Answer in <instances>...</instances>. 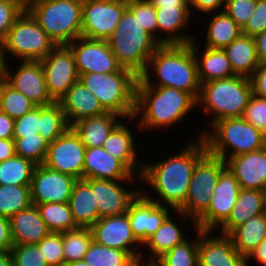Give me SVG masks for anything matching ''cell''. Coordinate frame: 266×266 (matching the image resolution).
Returning a JSON list of instances; mask_svg holds the SVG:
<instances>
[{"label": "cell", "mask_w": 266, "mask_h": 266, "mask_svg": "<svg viewBox=\"0 0 266 266\" xmlns=\"http://www.w3.org/2000/svg\"><path fill=\"white\" fill-rule=\"evenodd\" d=\"M266 212V193L261 190L240 189L228 219L220 226L218 233L229 235L236 227L255 215Z\"/></svg>", "instance_id": "cell-28"}, {"label": "cell", "mask_w": 266, "mask_h": 266, "mask_svg": "<svg viewBox=\"0 0 266 266\" xmlns=\"http://www.w3.org/2000/svg\"><path fill=\"white\" fill-rule=\"evenodd\" d=\"M223 50L237 76L250 78L260 64L252 36L241 34Z\"/></svg>", "instance_id": "cell-33"}, {"label": "cell", "mask_w": 266, "mask_h": 266, "mask_svg": "<svg viewBox=\"0 0 266 266\" xmlns=\"http://www.w3.org/2000/svg\"><path fill=\"white\" fill-rule=\"evenodd\" d=\"M15 155L13 139H0V162L7 160Z\"/></svg>", "instance_id": "cell-59"}, {"label": "cell", "mask_w": 266, "mask_h": 266, "mask_svg": "<svg viewBox=\"0 0 266 266\" xmlns=\"http://www.w3.org/2000/svg\"><path fill=\"white\" fill-rule=\"evenodd\" d=\"M16 71L10 70L8 61L4 63L7 84L24 94L36 106L54 103L48 94L41 61H19Z\"/></svg>", "instance_id": "cell-19"}, {"label": "cell", "mask_w": 266, "mask_h": 266, "mask_svg": "<svg viewBox=\"0 0 266 266\" xmlns=\"http://www.w3.org/2000/svg\"><path fill=\"white\" fill-rule=\"evenodd\" d=\"M266 30V0H257L250 19L242 29V34L254 37Z\"/></svg>", "instance_id": "cell-52"}, {"label": "cell", "mask_w": 266, "mask_h": 266, "mask_svg": "<svg viewBox=\"0 0 266 266\" xmlns=\"http://www.w3.org/2000/svg\"><path fill=\"white\" fill-rule=\"evenodd\" d=\"M138 78L133 71L122 67L112 73L79 74L78 80L97 97L106 112L125 120L135 114Z\"/></svg>", "instance_id": "cell-4"}, {"label": "cell", "mask_w": 266, "mask_h": 266, "mask_svg": "<svg viewBox=\"0 0 266 266\" xmlns=\"http://www.w3.org/2000/svg\"><path fill=\"white\" fill-rule=\"evenodd\" d=\"M211 15L205 37V47L224 49L242 34V29L224 11L209 13Z\"/></svg>", "instance_id": "cell-34"}, {"label": "cell", "mask_w": 266, "mask_h": 266, "mask_svg": "<svg viewBox=\"0 0 266 266\" xmlns=\"http://www.w3.org/2000/svg\"><path fill=\"white\" fill-rule=\"evenodd\" d=\"M250 259H255L254 261H257V264L259 263L260 266H266V238L245 258V266H249L248 262Z\"/></svg>", "instance_id": "cell-57"}, {"label": "cell", "mask_w": 266, "mask_h": 266, "mask_svg": "<svg viewBox=\"0 0 266 266\" xmlns=\"http://www.w3.org/2000/svg\"><path fill=\"white\" fill-rule=\"evenodd\" d=\"M0 266H13L10 251H0Z\"/></svg>", "instance_id": "cell-61"}, {"label": "cell", "mask_w": 266, "mask_h": 266, "mask_svg": "<svg viewBox=\"0 0 266 266\" xmlns=\"http://www.w3.org/2000/svg\"><path fill=\"white\" fill-rule=\"evenodd\" d=\"M242 118L266 135V99L252 95Z\"/></svg>", "instance_id": "cell-49"}, {"label": "cell", "mask_w": 266, "mask_h": 266, "mask_svg": "<svg viewBox=\"0 0 266 266\" xmlns=\"http://www.w3.org/2000/svg\"><path fill=\"white\" fill-rule=\"evenodd\" d=\"M198 229V262L201 266H245V258L228 235Z\"/></svg>", "instance_id": "cell-21"}, {"label": "cell", "mask_w": 266, "mask_h": 266, "mask_svg": "<svg viewBox=\"0 0 266 266\" xmlns=\"http://www.w3.org/2000/svg\"><path fill=\"white\" fill-rule=\"evenodd\" d=\"M6 84H7V77H6L4 63H2L0 65V102H1L3 90Z\"/></svg>", "instance_id": "cell-62"}, {"label": "cell", "mask_w": 266, "mask_h": 266, "mask_svg": "<svg viewBox=\"0 0 266 266\" xmlns=\"http://www.w3.org/2000/svg\"><path fill=\"white\" fill-rule=\"evenodd\" d=\"M200 135L205 142L207 152L224 161L266 146V135L242 117L220 119Z\"/></svg>", "instance_id": "cell-5"}, {"label": "cell", "mask_w": 266, "mask_h": 266, "mask_svg": "<svg viewBox=\"0 0 266 266\" xmlns=\"http://www.w3.org/2000/svg\"><path fill=\"white\" fill-rule=\"evenodd\" d=\"M2 59H1V49H0V65L2 64Z\"/></svg>", "instance_id": "cell-65"}, {"label": "cell", "mask_w": 266, "mask_h": 266, "mask_svg": "<svg viewBox=\"0 0 266 266\" xmlns=\"http://www.w3.org/2000/svg\"><path fill=\"white\" fill-rule=\"evenodd\" d=\"M239 191L237 179L226 167L213 189L208 210L195 222L196 228L202 231H216L230 216Z\"/></svg>", "instance_id": "cell-16"}, {"label": "cell", "mask_w": 266, "mask_h": 266, "mask_svg": "<svg viewBox=\"0 0 266 266\" xmlns=\"http://www.w3.org/2000/svg\"><path fill=\"white\" fill-rule=\"evenodd\" d=\"M74 55L78 75L86 73H112L122 66L111 51L107 40L76 38L67 45Z\"/></svg>", "instance_id": "cell-15"}, {"label": "cell", "mask_w": 266, "mask_h": 266, "mask_svg": "<svg viewBox=\"0 0 266 266\" xmlns=\"http://www.w3.org/2000/svg\"><path fill=\"white\" fill-rule=\"evenodd\" d=\"M12 247L10 220L0 215V251H10Z\"/></svg>", "instance_id": "cell-55"}, {"label": "cell", "mask_w": 266, "mask_h": 266, "mask_svg": "<svg viewBox=\"0 0 266 266\" xmlns=\"http://www.w3.org/2000/svg\"><path fill=\"white\" fill-rule=\"evenodd\" d=\"M127 9L138 18L142 27L158 42L155 7L148 0H127Z\"/></svg>", "instance_id": "cell-45"}, {"label": "cell", "mask_w": 266, "mask_h": 266, "mask_svg": "<svg viewBox=\"0 0 266 266\" xmlns=\"http://www.w3.org/2000/svg\"><path fill=\"white\" fill-rule=\"evenodd\" d=\"M127 9V0H83L81 36L108 40Z\"/></svg>", "instance_id": "cell-11"}, {"label": "cell", "mask_w": 266, "mask_h": 266, "mask_svg": "<svg viewBox=\"0 0 266 266\" xmlns=\"http://www.w3.org/2000/svg\"><path fill=\"white\" fill-rule=\"evenodd\" d=\"M14 119L0 110V139H13Z\"/></svg>", "instance_id": "cell-56"}, {"label": "cell", "mask_w": 266, "mask_h": 266, "mask_svg": "<svg viewBox=\"0 0 266 266\" xmlns=\"http://www.w3.org/2000/svg\"><path fill=\"white\" fill-rule=\"evenodd\" d=\"M37 209L50 232L62 233L78 228L68 203L38 204Z\"/></svg>", "instance_id": "cell-38"}, {"label": "cell", "mask_w": 266, "mask_h": 266, "mask_svg": "<svg viewBox=\"0 0 266 266\" xmlns=\"http://www.w3.org/2000/svg\"><path fill=\"white\" fill-rule=\"evenodd\" d=\"M36 165L18 155L0 162V185L30 186Z\"/></svg>", "instance_id": "cell-37"}, {"label": "cell", "mask_w": 266, "mask_h": 266, "mask_svg": "<svg viewBox=\"0 0 266 266\" xmlns=\"http://www.w3.org/2000/svg\"><path fill=\"white\" fill-rule=\"evenodd\" d=\"M196 43V40H193L190 44L192 45L197 62L198 79L200 84L235 76L223 49L205 47L201 54L199 53L201 52L199 51L201 47L200 45L198 47Z\"/></svg>", "instance_id": "cell-29"}, {"label": "cell", "mask_w": 266, "mask_h": 266, "mask_svg": "<svg viewBox=\"0 0 266 266\" xmlns=\"http://www.w3.org/2000/svg\"><path fill=\"white\" fill-rule=\"evenodd\" d=\"M197 237L185 240L163 254L151 266H197L198 262V229Z\"/></svg>", "instance_id": "cell-41"}, {"label": "cell", "mask_w": 266, "mask_h": 266, "mask_svg": "<svg viewBox=\"0 0 266 266\" xmlns=\"http://www.w3.org/2000/svg\"><path fill=\"white\" fill-rule=\"evenodd\" d=\"M40 61L48 94L58 102L79 78L72 50L67 45H57Z\"/></svg>", "instance_id": "cell-13"}, {"label": "cell", "mask_w": 266, "mask_h": 266, "mask_svg": "<svg viewBox=\"0 0 266 266\" xmlns=\"http://www.w3.org/2000/svg\"><path fill=\"white\" fill-rule=\"evenodd\" d=\"M107 41L118 63L138 77L145 71L150 57L160 45L128 9Z\"/></svg>", "instance_id": "cell-7"}, {"label": "cell", "mask_w": 266, "mask_h": 266, "mask_svg": "<svg viewBox=\"0 0 266 266\" xmlns=\"http://www.w3.org/2000/svg\"><path fill=\"white\" fill-rule=\"evenodd\" d=\"M76 181L71 175L51 170L43 164L36 165L30 185L31 202L36 206L68 203Z\"/></svg>", "instance_id": "cell-18"}, {"label": "cell", "mask_w": 266, "mask_h": 266, "mask_svg": "<svg viewBox=\"0 0 266 266\" xmlns=\"http://www.w3.org/2000/svg\"><path fill=\"white\" fill-rule=\"evenodd\" d=\"M253 95L250 78L232 76L201 83L197 107L205 116L213 115L212 125L223 118L242 117Z\"/></svg>", "instance_id": "cell-6"}, {"label": "cell", "mask_w": 266, "mask_h": 266, "mask_svg": "<svg viewBox=\"0 0 266 266\" xmlns=\"http://www.w3.org/2000/svg\"><path fill=\"white\" fill-rule=\"evenodd\" d=\"M135 120L128 118L123 123L122 121L111 131L108 138L104 141L102 147L106 152L119 159L134 175L141 176L144 162L139 161L137 148L133 137V130L129 129L127 124ZM136 173V174H135Z\"/></svg>", "instance_id": "cell-26"}, {"label": "cell", "mask_w": 266, "mask_h": 266, "mask_svg": "<svg viewBox=\"0 0 266 266\" xmlns=\"http://www.w3.org/2000/svg\"><path fill=\"white\" fill-rule=\"evenodd\" d=\"M77 227L90 228L100 217L91 186L84 179H77L68 201Z\"/></svg>", "instance_id": "cell-31"}, {"label": "cell", "mask_w": 266, "mask_h": 266, "mask_svg": "<svg viewBox=\"0 0 266 266\" xmlns=\"http://www.w3.org/2000/svg\"><path fill=\"white\" fill-rule=\"evenodd\" d=\"M147 198L141 191L131 201L127 215L135 238L143 245L173 210ZM171 210V211H170Z\"/></svg>", "instance_id": "cell-20"}, {"label": "cell", "mask_w": 266, "mask_h": 266, "mask_svg": "<svg viewBox=\"0 0 266 266\" xmlns=\"http://www.w3.org/2000/svg\"><path fill=\"white\" fill-rule=\"evenodd\" d=\"M225 164L237 179L240 189L266 192V146L257 151L227 158Z\"/></svg>", "instance_id": "cell-22"}, {"label": "cell", "mask_w": 266, "mask_h": 266, "mask_svg": "<svg viewBox=\"0 0 266 266\" xmlns=\"http://www.w3.org/2000/svg\"><path fill=\"white\" fill-rule=\"evenodd\" d=\"M155 8L189 7V0H148Z\"/></svg>", "instance_id": "cell-60"}, {"label": "cell", "mask_w": 266, "mask_h": 266, "mask_svg": "<svg viewBox=\"0 0 266 266\" xmlns=\"http://www.w3.org/2000/svg\"><path fill=\"white\" fill-rule=\"evenodd\" d=\"M253 95L266 99V63H261L250 77Z\"/></svg>", "instance_id": "cell-53"}, {"label": "cell", "mask_w": 266, "mask_h": 266, "mask_svg": "<svg viewBox=\"0 0 266 266\" xmlns=\"http://www.w3.org/2000/svg\"><path fill=\"white\" fill-rule=\"evenodd\" d=\"M84 260L91 266H140L127 252L99 245L92 241Z\"/></svg>", "instance_id": "cell-39"}, {"label": "cell", "mask_w": 266, "mask_h": 266, "mask_svg": "<svg viewBox=\"0 0 266 266\" xmlns=\"http://www.w3.org/2000/svg\"><path fill=\"white\" fill-rule=\"evenodd\" d=\"M9 220L13 245L37 244L50 233L37 206L33 204Z\"/></svg>", "instance_id": "cell-27"}, {"label": "cell", "mask_w": 266, "mask_h": 266, "mask_svg": "<svg viewBox=\"0 0 266 266\" xmlns=\"http://www.w3.org/2000/svg\"><path fill=\"white\" fill-rule=\"evenodd\" d=\"M134 174L103 147L86 148L83 179L129 180Z\"/></svg>", "instance_id": "cell-24"}, {"label": "cell", "mask_w": 266, "mask_h": 266, "mask_svg": "<svg viewBox=\"0 0 266 266\" xmlns=\"http://www.w3.org/2000/svg\"><path fill=\"white\" fill-rule=\"evenodd\" d=\"M226 168L222 158L208 152L196 163L193 170L185 205L174 213L181 222L190 221L196 230V221L208 210L213 189L221 172ZM183 221H181V220ZM187 219V220H186Z\"/></svg>", "instance_id": "cell-10"}, {"label": "cell", "mask_w": 266, "mask_h": 266, "mask_svg": "<svg viewBox=\"0 0 266 266\" xmlns=\"http://www.w3.org/2000/svg\"><path fill=\"white\" fill-rule=\"evenodd\" d=\"M25 8L33 1V0H16Z\"/></svg>", "instance_id": "cell-64"}, {"label": "cell", "mask_w": 266, "mask_h": 266, "mask_svg": "<svg viewBox=\"0 0 266 266\" xmlns=\"http://www.w3.org/2000/svg\"><path fill=\"white\" fill-rule=\"evenodd\" d=\"M85 150L79 136L70 127L49 144L43 165L76 179H83Z\"/></svg>", "instance_id": "cell-14"}, {"label": "cell", "mask_w": 266, "mask_h": 266, "mask_svg": "<svg viewBox=\"0 0 266 266\" xmlns=\"http://www.w3.org/2000/svg\"><path fill=\"white\" fill-rule=\"evenodd\" d=\"M70 128L58 102L39 106V134L50 144Z\"/></svg>", "instance_id": "cell-36"}, {"label": "cell", "mask_w": 266, "mask_h": 266, "mask_svg": "<svg viewBox=\"0 0 266 266\" xmlns=\"http://www.w3.org/2000/svg\"><path fill=\"white\" fill-rule=\"evenodd\" d=\"M140 78L149 86L185 91L196 100L200 94L197 62L190 43L159 45Z\"/></svg>", "instance_id": "cell-3"}, {"label": "cell", "mask_w": 266, "mask_h": 266, "mask_svg": "<svg viewBox=\"0 0 266 266\" xmlns=\"http://www.w3.org/2000/svg\"><path fill=\"white\" fill-rule=\"evenodd\" d=\"M32 204L30 186L0 185V215L11 218Z\"/></svg>", "instance_id": "cell-40"}, {"label": "cell", "mask_w": 266, "mask_h": 266, "mask_svg": "<svg viewBox=\"0 0 266 266\" xmlns=\"http://www.w3.org/2000/svg\"><path fill=\"white\" fill-rule=\"evenodd\" d=\"M174 221L175 220L169 214L156 232L142 245L144 248L148 247L151 253L147 258L148 261L145 263V266H151L163 254L188 239L182 232L183 230L179 228L178 222L175 223Z\"/></svg>", "instance_id": "cell-32"}, {"label": "cell", "mask_w": 266, "mask_h": 266, "mask_svg": "<svg viewBox=\"0 0 266 266\" xmlns=\"http://www.w3.org/2000/svg\"><path fill=\"white\" fill-rule=\"evenodd\" d=\"M257 57L261 63H266V30L262 33L255 35L254 37Z\"/></svg>", "instance_id": "cell-58"}, {"label": "cell", "mask_w": 266, "mask_h": 266, "mask_svg": "<svg viewBox=\"0 0 266 266\" xmlns=\"http://www.w3.org/2000/svg\"><path fill=\"white\" fill-rule=\"evenodd\" d=\"M194 108H198L197 100L190 93L171 87L149 86L138 78L134 118L139 119L136 124L140 133L146 129L176 127L175 124L188 117Z\"/></svg>", "instance_id": "cell-2"}, {"label": "cell", "mask_w": 266, "mask_h": 266, "mask_svg": "<svg viewBox=\"0 0 266 266\" xmlns=\"http://www.w3.org/2000/svg\"><path fill=\"white\" fill-rule=\"evenodd\" d=\"M138 177L133 175L129 180L84 179L91 186L100 218L127 212L131 201L139 194L141 188L129 190L125 185L128 182L132 184L137 179L140 182Z\"/></svg>", "instance_id": "cell-17"}, {"label": "cell", "mask_w": 266, "mask_h": 266, "mask_svg": "<svg viewBox=\"0 0 266 266\" xmlns=\"http://www.w3.org/2000/svg\"><path fill=\"white\" fill-rule=\"evenodd\" d=\"M185 145V149L183 148L176 155H171L165 160H158L154 163L144 162L140 176V184L146 183L147 187H151L153 190L151 192H154L156 197H151V192H147L146 188L145 190L141 188V192L147 198L173 211H179L185 205L193 170L196 163L207 153L201 135L198 139L187 140Z\"/></svg>", "instance_id": "cell-1"}, {"label": "cell", "mask_w": 266, "mask_h": 266, "mask_svg": "<svg viewBox=\"0 0 266 266\" xmlns=\"http://www.w3.org/2000/svg\"><path fill=\"white\" fill-rule=\"evenodd\" d=\"M26 10L56 45L81 37L83 0H33Z\"/></svg>", "instance_id": "cell-8"}, {"label": "cell", "mask_w": 266, "mask_h": 266, "mask_svg": "<svg viewBox=\"0 0 266 266\" xmlns=\"http://www.w3.org/2000/svg\"><path fill=\"white\" fill-rule=\"evenodd\" d=\"M36 245L49 266H64L62 233L50 232Z\"/></svg>", "instance_id": "cell-46"}, {"label": "cell", "mask_w": 266, "mask_h": 266, "mask_svg": "<svg viewBox=\"0 0 266 266\" xmlns=\"http://www.w3.org/2000/svg\"><path fill=\"white\" fill-rule=\"evenodd\" d=\"M15 154L33 162L35 165H42L45 161L49 143L39 134L13 138Z\"/></svg>", "instance_id": "cell-43"}, {"label": "cell", "mask_w": 266, "mask_h": 266, "mask_svg": "<svg viewBox=\"0 0 266 266\" xmlns=\"http://www.w3.org/2000/svg\"><path fill=\"white\" fill-rule=\"evenodd\" d=\"M57 45L25 9L7 33L1 49L2 62H7V53L16 61H40ZM18 59V60H17Z\"/></svg>", "instance_id": "cell-9"}, {"label": "cell", "mask_w": 266, "mask_h": 266, "mask_svg": "<svg viewBox=\"0 0 266 266\" xmlns=\"http://www.w3.org/2000/svg\"><path fill=\"white\" fill-rule=\"evenodd\" d=\"M39 133V106L14 121L13 138H23Z\"/></svg>", "instance_id": "cell-51"}, {"label": "cell", "mask_w": 266, "mask_h": 266, "mask_svg": "<svg viewBox=\"0 0 266 266\" xmlns=\"http://www.w3.org/2000/svg\"><path fill=\"white\" fill-rule=\"evenodd\" d=\"M257 0H225L224 11L243 29L255 10Z\"/></svg>", "instance_id": "cell-50"}, {"label": "cell", "mask_w": 266, "mask_h": 266, "mask_svg": "<svg viewBox=\"0 0 266 266\" xmlns=\"http://www.w3.org/2000/svg\"><path fill=\"white\" fill-rule=\"evenodd\" d=\"M93 241L90 228H76L62 232L64 263L83 260Z\"/></svg>", "instance_id": "cell-42"}, {"label": "cell", "mask_w": 266, "mask_h": 266, "mask_svg": "<svg viewBox=\"0 0 266 266\" xmlns=\"http://www.w3.org/2000/svg\"><path fill=\"white\" fill-rule=\"evenodd\" d=\"M120 119L124 120L115 113L106 112L100 116L81 119L71 128L86 148L102 147L111 131L121 122Z\"/></svg>", "instance_id": "cell-30"}, {"label": "cell", "mask_w": 266, "mask_h": 266, "mask_svg": "<svg viewBox=\"0 0 266 266\" xmlns=\"http://www.w3.org/2000/svg\"><path fill=\"white\" fill-rule=\"evenodd\" d=\"M10 252L13 266H49L36 244L13 245Z\"/></svg>", "instance_id": "cell-47"}, {"label": "cell", "mask_w": 266, "mask_h": 266, "mask_svg": "<svg viewBox=\"0 0 266 266\" xmlns=\"http://www.w3.org/2000/svg\"><path fill=\"white\" fill-rule=\"evenodd\" d=\"M36 105L24 94L6 84L0 102V110L11 118L18 119L31 111Z\"/></svg>", "instance_id": "cell-44"}, {"label": "cell", "mask_w": 266, "mask_h": 266, "mask_svg": "<svg viewBox=\"0 0 266 266\" xmlns=\"http://www.w3.org/2000/svg\"><path fill=\"white\" fill-rule=\"evenodd\" d=\"M64 266H91V265L87 264L86 261L83 259L75 262L64 263Z\"/></svg>", "instance_id": "cell-63"}, {"label": "cell", "mask_w": 266, "mask_h": 266, "mask_svg": "<svg viewBox=\"0 0 266 266\" xmlns=\"http://www.w3.org/2000/svg\"><path fill=\"white\" fill-rule=\"evenodd\" d=\"M58 103L61 105L70 127L81 119L106 113L97 97L79 80L73 84Z\"/></svg>", "instance_id": "cell-25"}, {"label": "cell", "mask_w": 266, "mask_h": 266, "mask_svg": "<svg viewBox=\"0 0 266 266\" xmlns=\"http://www.w3.org/2000/svg\"><path fill=\"white\" fill-rule=\"evenodd\" d=\"M224 5L225 0H189L191 14L194 13V9L202 14L219 12L224 9Z\"/></svg>", "instance_id": "cell-54"}, {"label": "cell", "mask_w": 266, "mask_h": 266, "mask_svg": "<svg viewBox=\"0 0 266 266\" xmlns=\"http://www.w3.org/2000/svg\"><path fill=\"white\" fill-rule=\"evenodd\" d=\"M155 9L158 43L160 45L188 44L195 40L194 36L191 37V34L186 31L187 28H190L188 26L192 20L191 16H193L189 7H160Z\"/></svg>", "instance_id": "cell-23"}, {"label": "cell", "mask_w": 266, "mask_h": 266, "mask_svg": "<svg viewBox=\"0 0 266 266\" xmlns=\"http://www.w3.org/2000/svg\"><path fill=\"white\" fill-rule=\"evenodd\" d=\"M90 230L95 243L127 251L140 266H145L144 254L138 252L139 249H143L140 247L142 244L133 234L127 213L99 218Z\"/></svg>", "instance_id": "cell-12"}, {"label": "cell", "mask_w": 266, "mask_h": 266, "mask_svg": "<svg viewBox=\"0 0 266 266\" xmlns=\"http://www.w3.org/2000/svg\"><path fill=\"white\" fill-rule=\"evenodd\" d=\"M26 8L16 0H0V47L15 20Z\"/></svg>", "instance_id": "cell-48"}, {"label": "cell", "mask_w": 266, "mask_h": 266, "mask_svg": "<svg viewBox=\"0 0 266 266\" xmlns=\"http://www.w3.org/2000/svg\"><path fill=\"white\" fill-rule=\"evenodd\" d=\"M235 249L246 258L266 238V212L255 215L228 235Z\"/></svg>", "instance_id": "cell-35"}]
</instances>
